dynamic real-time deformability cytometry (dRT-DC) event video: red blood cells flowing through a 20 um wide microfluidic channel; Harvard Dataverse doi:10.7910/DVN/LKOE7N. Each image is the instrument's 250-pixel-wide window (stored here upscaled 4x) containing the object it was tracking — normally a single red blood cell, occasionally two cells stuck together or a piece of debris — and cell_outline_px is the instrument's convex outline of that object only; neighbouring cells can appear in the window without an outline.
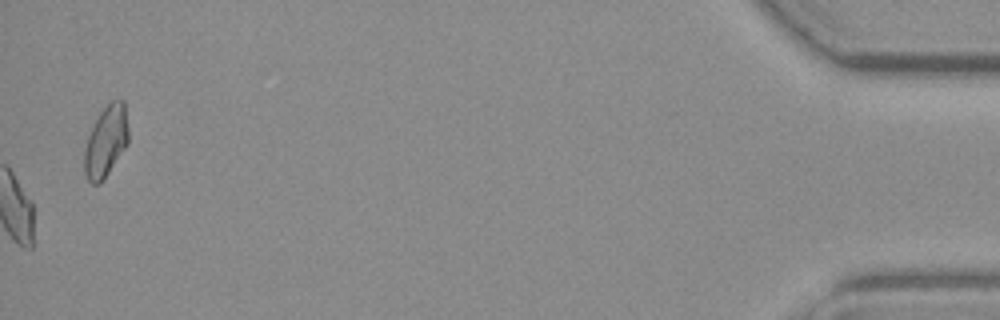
{"species": "common noctule bat (a hibernating species)", "species_latin": "Nyctalus noctula", "temperature_condition": "warm", "stored_images_in_passage": 54, "camera_frame_rate_fps": 3000, "um_per_image_px": 0.085, "animal": {"sex": "female", "body_mass_g": 19.3, "forearm_length_mm": 54.1}, "frame": {"image": 1, "passage_image": 54, "time_ms": 17.667, "image_size_px": [1000, 320], "cell_outline_px": [[128, 144], [104, 180], [100, 184], [92, 184], [88, 180], [84, 172], [84, 148], [88, 136], [100, 112], [112, 100], [124, 100], [128, 128]], "centroid_in_image_um": [9.01, 12.05], "position_along_channel_um": 426.2, "area_um2": 18.32}, "authors_computed_cell_mechanics": {"area_um2": 16.7909, "velocity_mm_per_s": 3.9301, "shape_relaxation_time_tau1_ms": null, "shape_relaxation_time_tau2_ms": 2.3242, "deformation_change_tau1": null, "deformation_change_tau2": 0.0978}}